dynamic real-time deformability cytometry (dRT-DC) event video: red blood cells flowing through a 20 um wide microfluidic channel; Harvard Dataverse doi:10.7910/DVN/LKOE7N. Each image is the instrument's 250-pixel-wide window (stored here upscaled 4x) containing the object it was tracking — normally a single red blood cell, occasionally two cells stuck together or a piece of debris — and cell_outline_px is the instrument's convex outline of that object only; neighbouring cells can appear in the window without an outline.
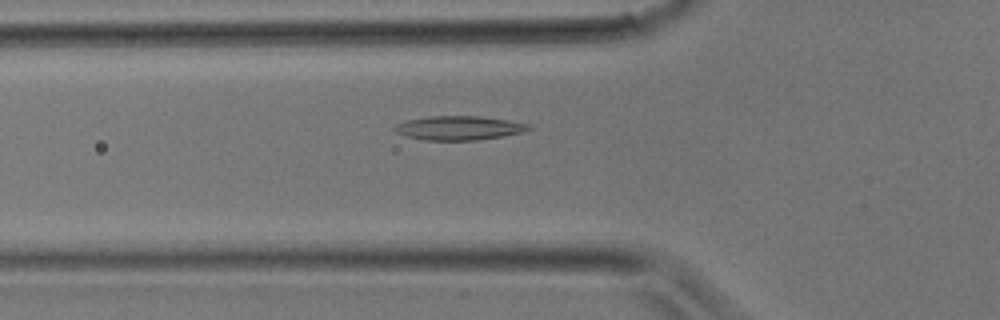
{"species": "common noctule bat (a hibernating species)", "species_latin": "Nyctalus noctula", "temperature_condition": "room temperature", "stored_images_in_passage": 28, "camera_frame_rate_fps": 3000, "um_per_image_px": 0.085, "animal": {"sex": "male", "body_mass_g": 17.9}, "frame": {"image": 1, "passage_image": 5, "time_ms": 1.333, "image_size_px": [1000, 320], "cell_outline_px": [[532, 128], [524, 132], [504, 136], [476, 140], [428, 140], [408, 136], [396, 132], [392, 128], [396, 124], [408, 120], [428, 116], [480, 116], [508, 120], [528, 124]], "centroid_in_image_um": [39.03, 10.87], "position_along_channel_um": 86.8, "area_um2": 18.67}}
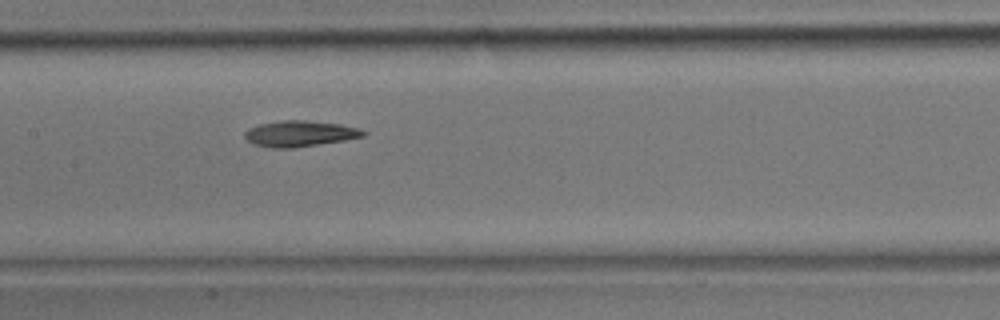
{"frame": {"image": 2, "passage_image": 10, "time_ms": 3.0, "image_size_px": [1000, 320], "cell_outline_px": [[368, 132], [364, 136], [344, 140], [292, 148], [272, 148], [252, 144], [244, 136], [244, 132], [248, 128], [260, 124], [280, 120], [308, 120], [340, 124], [360, 128]], "centroid_in_image_um": [25.48, 11.35], "position_along_channel_um": 181.9, "area_um2": 17.98}}
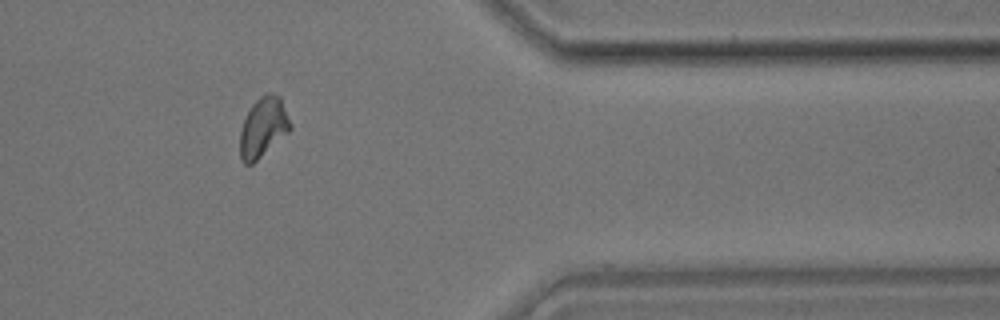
{"frame": {"image": 3, "passage_image": 22, "time_ms": 7.0, "image_size_px": [1000, 320], "cell_outline_px": [[292, 128], [288, 132], [252, 164], [244, 164], [240, 160], [240, 132], [244, 120], [252, 104], [264, 92], [272, 92], [280, 96], [292, 124]], "centroid_in_image_um": [22.37, 10.79], "position_along_channel_um": 389.0, "area_um2": 17.51}}